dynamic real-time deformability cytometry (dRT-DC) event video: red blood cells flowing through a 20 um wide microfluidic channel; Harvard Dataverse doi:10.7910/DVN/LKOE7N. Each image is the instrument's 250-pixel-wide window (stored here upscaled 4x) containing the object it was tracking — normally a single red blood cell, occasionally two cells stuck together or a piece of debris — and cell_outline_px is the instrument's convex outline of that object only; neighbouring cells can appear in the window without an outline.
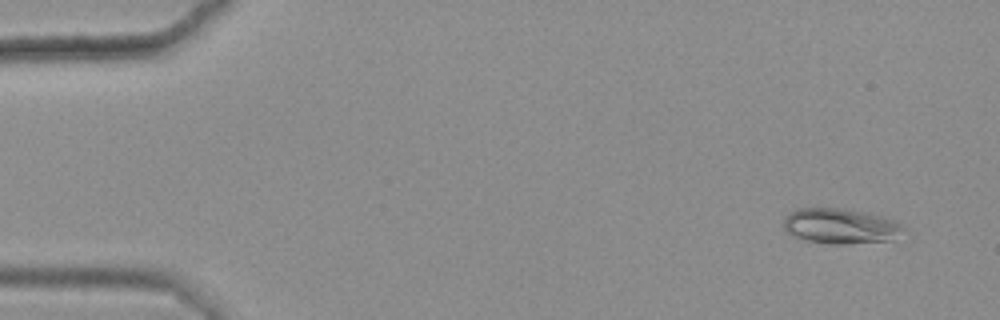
{"species": "common noctule bat (a hibernating species)", "species_latin": "Nyctalus noctula", "temperature_condition": "warm", "stored_images_in_passage": 49, "camera_frame_rate_fps": 3000, "um_per_image_px": 0.085, "animal": {"sex": "female", "body_mass_g": 25.1}, "frame": {"image": 1, "passage_image": 4, "time_ms": 1.0, "image_size_px": [1000, 320], "cell_outline_px": [[904, 228], [892, 240], [848, 244], [828, 244], [808, 240], [792, 236], [784, 228], [784, 216], [800, 208], [840, 208], [880, 216], [896, 220]], "centroid_in_image_um": [71.41, 19.22], "position_along_channel_um": 13.6, "area_um2": 24.33}}
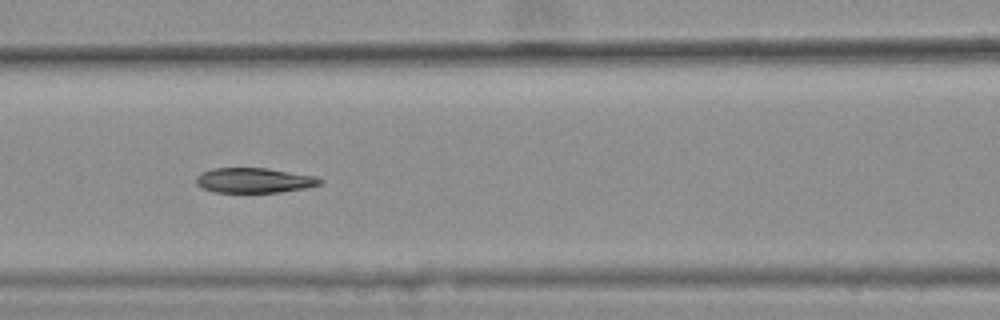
{"frame": {"image": 2, "passage_image": 25, "time_ms": 8.0, "image_size_px": [1000, 320], "cell_outline_px": [[324, 180], [320, 184], [308, 188], [280, 192], [212, 192], [196, 184], [196, 176], [200, 172], [212, 168], [268, 168], [316, 176]], "centroid_in_image_um": [21.61, 15.32], "position_along_channel_um": 145.0, "area_um2": 18.21}}
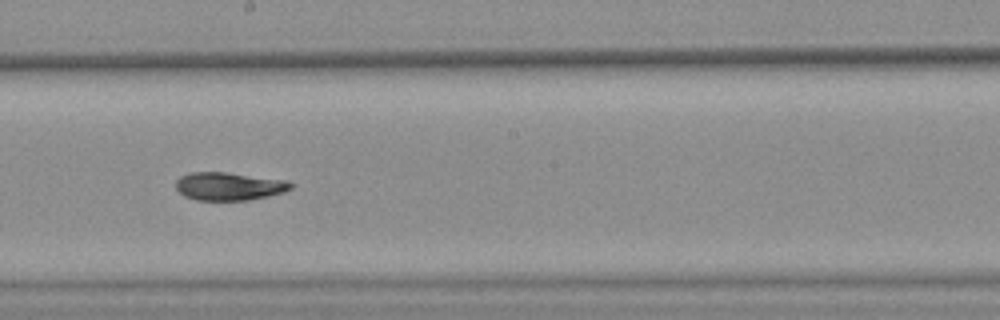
{"frame": {"image": 3, "passage_image": 32, "time_ms": 10.333, "image_size_px": [1000, 320], "cell_outline_px": [[292, 188], [284, 192], [268, 196], [248, 200], [196, 200], [184, 196], [176, 188], [176, 180], [180, 176], [192, 172], [224, 172], [284, 180], [292, 184]], "centroid_in_image_um": [19.43, 15.84], "position_along_channel_um": 228.8, "area_um2": 18.61}, "authors_computed_cell_mechanics": {"area_um2": 19.4208, "velocity_mm_per_s": 3.5981, "shape_relaxation_time_tau1_ms": 7.8681, "shape_relaxation_time_tau2_ms": 4.1919, "deformation_change_tau1": 0.2084, "deformation_change_tau2": 0.0904}}